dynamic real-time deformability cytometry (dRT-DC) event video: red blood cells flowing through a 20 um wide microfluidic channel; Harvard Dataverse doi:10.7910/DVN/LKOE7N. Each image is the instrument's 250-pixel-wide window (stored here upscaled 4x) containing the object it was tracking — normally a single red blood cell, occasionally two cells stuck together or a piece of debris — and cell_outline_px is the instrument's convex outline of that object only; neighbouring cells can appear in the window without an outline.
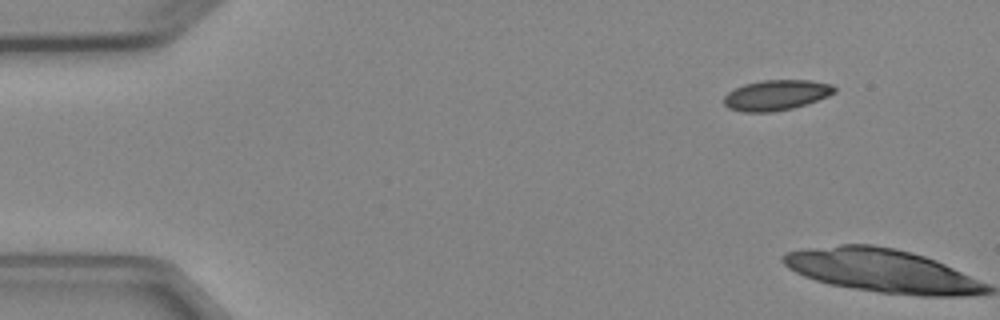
{"species": "Egyptian fruit bat (a non-hibernating species)", "species_latin": "Rousettus aegyptiacus", "temperature_condition": "cold", "stored_images_in_passage": 6, "segment_of_instrument_passage": [2, 2], "camera_frame_rate_fps": 3000, "um_per_image_px": 0.085, "animal": {"sex": "female"}, "frame": {"image": 1, "passage_image": 6, "time_ms": 6.0, "image_size_px": [1000, 320], "cell_outline_px": [[836, 92], [828, 96], [792, 108], [772, 112], [744, 112], [728, 108], [724, 104], [724, 96], [728, 92], [744, 84], [764, 80], [812, 80], [832, 84], [836, 88]], "centroid_in_image_um": [65.98, 8.08], "position_along_channel_um": 19.0, "area_um2": 19.48}}